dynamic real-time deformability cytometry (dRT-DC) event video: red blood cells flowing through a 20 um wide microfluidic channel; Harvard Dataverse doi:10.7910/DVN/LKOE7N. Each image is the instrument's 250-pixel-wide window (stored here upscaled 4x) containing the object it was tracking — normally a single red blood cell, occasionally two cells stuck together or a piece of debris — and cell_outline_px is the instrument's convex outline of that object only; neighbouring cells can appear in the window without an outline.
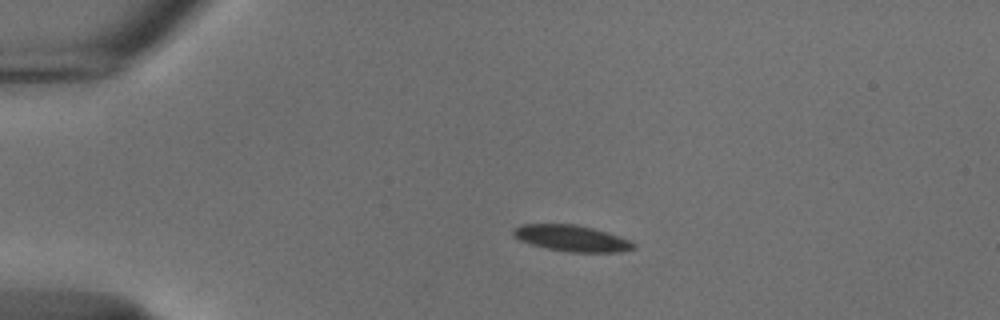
{"species": "common noctule bat (a hibernating species)", "species_latin": "Nyctalus noctula", "temperature_condition": "cold", "stored_images_in_passage": 43, "camera_frame_rate_fps": 3000, "um_per_image_px": 0.085, "animal": {"sex": "male", "body_mass_g": 18.8}, "frame": {"image": 1, "passage_image": 1, "time_ms": 0.0, "image_size_px": [1000, 320], "cell_outline_px": [[636, 248], [620, 252], [568, 252], [544, 248], [520, 240], [512, 236], [512, 228], [520, 224], [576, 224], [608, 232], [632, 240], [636, 244]], "centroid_in_image_um": [48.6, 20.25], "position_along_channel_um": 36.4, "area_um2": 18.67}}
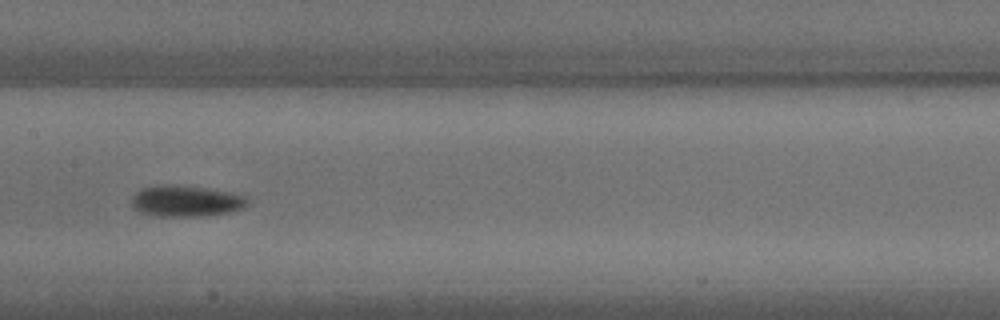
{"frame": {"image": 2, "passage_image": 17, "time_ms": 5.333, "image_size_px": [1000, 320], "cell_outline_px": [[248, 204], [240, 208], [228, 212], [192, 216], [156, 216], [140, 212], [132, 208], [132, 200], [136, 192], [144, 188], [160, 184], [168, 184], [204, 188], [228, 192], [248, 196]], "centroid_in_image_um": [15.77, 17.08], "position_along_channel_um": 191.6, "area_um2": 20.69}}
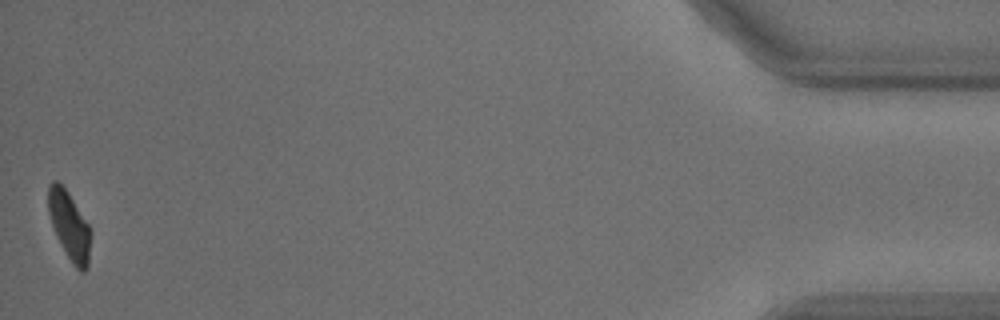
{"frame": {"image": 3, "passage_image": 43, "time_ms": 14.0, "image_size_px": [1000, 320], "cell_outline_px": [[92, 232], [88, 268], [84, 272], [80, 272], [72, 264], [60, 244], [56, 236], [48, 212], [48, 184], [52, 180], [56, 180], [68, 192], [92, 228]], "centroid_in_image_um": [5.92, 19.21], "position_along_channel_um": 429.3, "area_um2": 17.28}, "authors_computed_cell_mechanics": {"area_um2": 18.8428, "velocity_mm_per_s": 3.7317, "shape_relaxation_time_tau1_ms": 2.9982, "shape_relaxation_time_tau2_ms": null, "deformation_change_tau1": 0.1119, "deformation_change_tau2": null}}